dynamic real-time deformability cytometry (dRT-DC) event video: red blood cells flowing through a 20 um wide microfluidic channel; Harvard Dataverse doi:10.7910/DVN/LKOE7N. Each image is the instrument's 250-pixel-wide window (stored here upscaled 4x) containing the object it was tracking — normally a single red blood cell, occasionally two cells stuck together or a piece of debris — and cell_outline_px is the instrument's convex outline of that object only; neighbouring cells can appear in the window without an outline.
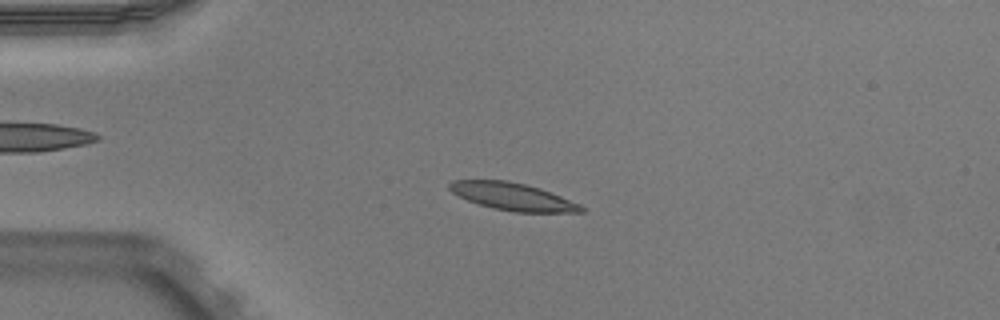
{"species": "Egyptian fruit bat (a non-hibernating species)", "species_latin": "Rousettus aegyptiacus", "temperature_condition": "warm", "stored_images_in_passage": 51, "camera_frame_rate_fps": 3000, "um_per_image_px": 0.085, "animal": {"sex": "male"}, "frame": {"image": 1, "passage_image": 12, "time_ms": 3.667, "image_size_px": [1000, 320], "cell_outline_px": [[588, 208], [584, 212], [516, 212], [492, 208], [468, 200], [452, 192], [448, 188], [448, 184], [452, 180], [508, 180], [540, 188], [580, 204]], "centroid_in_image_um": [43.6, 16.71], "position_along_channel_um": 41.4, "area_um2": 20.98}}
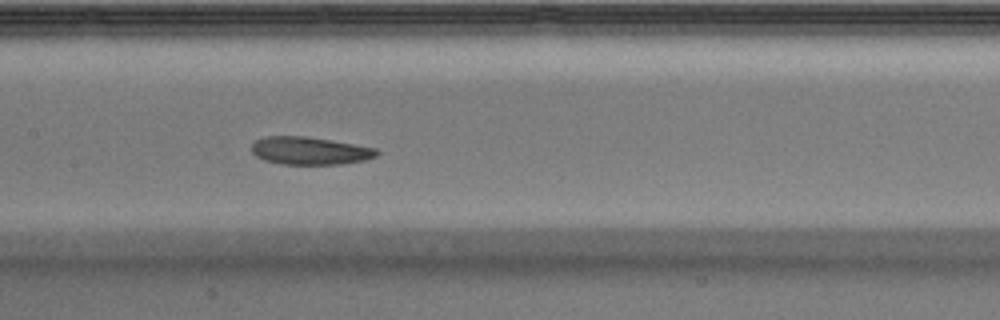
{"frame": {"image": 2, "passage_image": 25, "time_ms": 8.0, "image_size_px": [1000, 320], "cell_outline_px": [[380, 152], [376, 156], [364, 160], [340, 164], [280, 164], [264, 160], [256, 156], [252, 152], [252, 144], [256, 140], [264, 136], [304, 136], [376, 148]], "centroid_in_image_um": [26.3, 12.82], "position_along_channel_um": 181.1, "area_um2": 20.06}}
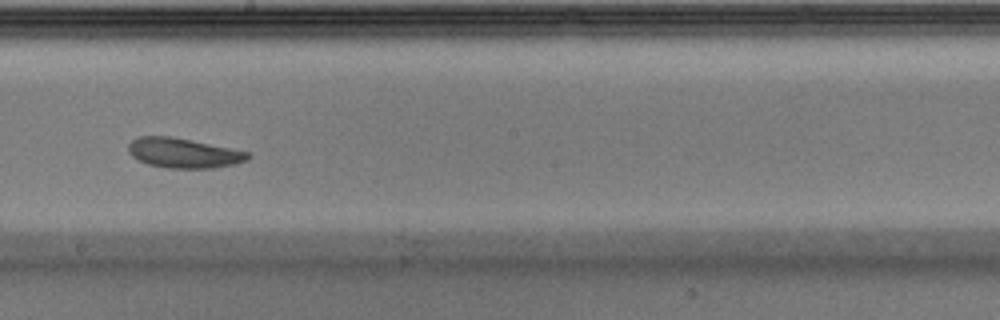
{"frame": {"image": 3, "passage_image": 29, "time_ms": 9.333, "image_size_px": [1000, 320], "cell_outline_px": [[252, 156], [248, 160], [236, 164], [212, 168], [168, 168], [148, 164], [132, 156], [128, 152], [128, 144], [132, 140], [140, 136], [168, 136], [248, 152]], "centroid_in_image_um": [15.59, 13.02], "position_along_channel_um": 232.6, "area_um2": 20.46}, "authors_computed_cell_mechanics": {"area_um2": 21.2126, "velocity_mm_per_s": 3.8801, "shape_relaxation_time_tau1_ms": 3.5384, "shape_relaxation_time_tau2_ms": 6.1038, "deformation_change_tau1": 0.1312, "deformation_change_tau2": 0.1574}}